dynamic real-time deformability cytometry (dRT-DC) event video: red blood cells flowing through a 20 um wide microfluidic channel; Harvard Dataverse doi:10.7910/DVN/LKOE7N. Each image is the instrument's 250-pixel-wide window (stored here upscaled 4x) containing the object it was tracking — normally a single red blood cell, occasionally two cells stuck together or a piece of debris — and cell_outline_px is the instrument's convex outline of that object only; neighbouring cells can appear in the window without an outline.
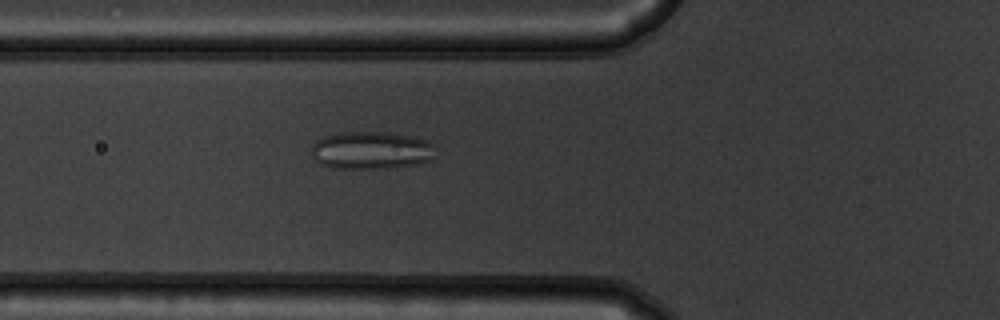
{"species": "common noctule bat (a hibernating species)", "species_latin": "Nyctalus noctula", "temperature_condition": "warm", "stored_images_in_passage": 53, "camera_frame_rate_fps": 3000, "um_per_image_px": 0.085, "animal": {"sex": "male", "body_mass_g": 19.5, "forearm_length_mm": 54.6}, "frame": {"image": 1, "passage_image": 20, "time_ms": 6.333, "image_size_px": [1000, 320], "cell_outline_px": [[436, 160], [420, 164], [388, 168], [332, 168], [320, 164], [312, 156], [312, 144], [316, 140], [324, 136], [340, 132], [384, 132], [412, 136], [428, 140], [436, 144]], "centroid_in_image_um": [31.64, 12.78], "position_along_channel_um": 94.2, "area_um2": 27.92}}
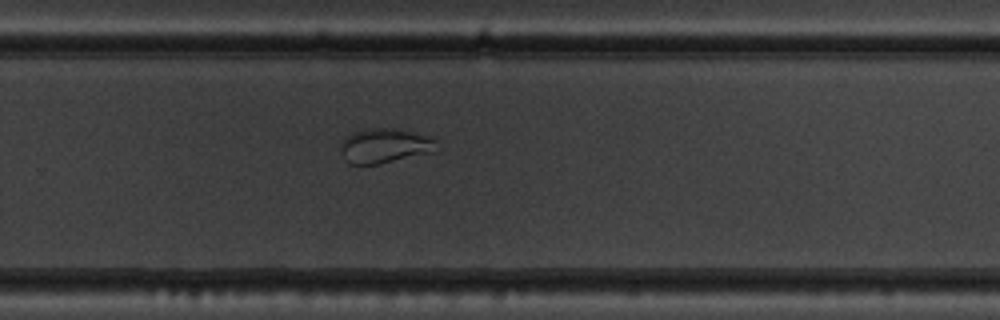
{"frame": {"image": 2, "passage_image": 36, "time_ms": 11.667, "image_size_px": [1000, 320], "cell_outline_px": [[436, 152], [380, 164], [348, 164], [344, 160], [340, 152], [340, 140], [352, 132], [364, 128], [392, 128], [416, 132], [432, 136], [436, 140]], "centroid_in_image_um": [32.69, 12.39], "position_along_channel_um": 297.1, "area_um2": 20.06}}
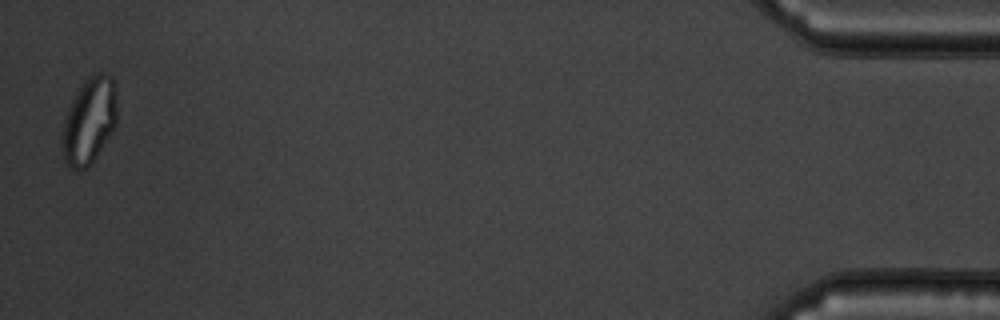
{"frame": {"image": 3, "passage_image": 53, "time_ms": 17.333, "image_size_px": [1000, 320], "cell_outline_px": [[116, 124], [88, 168], [72, 168], [64, 160], [60, 140], [64, 120], [68, 108], [76, 92], [84, 80], [92, 72], [104, 72], [112, 76], [116, 104]], "centroid_in_image_um": [7.55, 10.22], "position_along_channel_um": 427.6, "area_um2": 27.46}}